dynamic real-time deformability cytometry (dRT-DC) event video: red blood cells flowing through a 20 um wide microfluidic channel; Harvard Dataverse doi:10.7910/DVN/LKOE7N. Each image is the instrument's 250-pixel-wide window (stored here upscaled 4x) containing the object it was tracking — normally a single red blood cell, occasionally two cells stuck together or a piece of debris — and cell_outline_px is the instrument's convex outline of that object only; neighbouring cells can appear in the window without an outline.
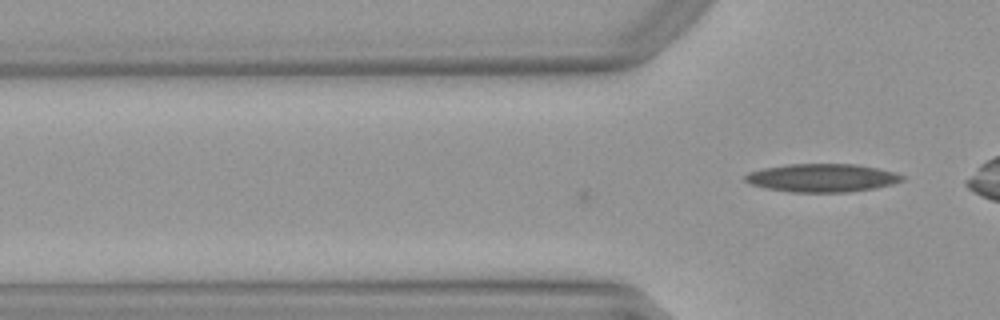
{"species": "Egyptian fruit bat (a non-hibernating species)", "species_latin": "Rousettus aegyptiacus", "temperature_condition": "warm", "stored_images_in_passage": 6, "camera_frame_rate_fps": 3000, "um_per_image_px": 0.085, "animal": {"sex": "female"}, "frame": {"image": 1, "passage_image": 6, "time_ms": 1.667, "image_size_px": [1000, 320], "cell_outline_px": [[904, 180], [892, 184], [876, 188], [848, 192], [792, 192], [768, 188], [748, 184], [744, 180], [744, 176], [748, 172], [764, 168], [788, 164], [856, 164], [896, 172], [904, 176]], "centroid_in_image_um": [69.88, 15.12], "position_along_channel_um": 55.9, "area_um2": 25.84}}